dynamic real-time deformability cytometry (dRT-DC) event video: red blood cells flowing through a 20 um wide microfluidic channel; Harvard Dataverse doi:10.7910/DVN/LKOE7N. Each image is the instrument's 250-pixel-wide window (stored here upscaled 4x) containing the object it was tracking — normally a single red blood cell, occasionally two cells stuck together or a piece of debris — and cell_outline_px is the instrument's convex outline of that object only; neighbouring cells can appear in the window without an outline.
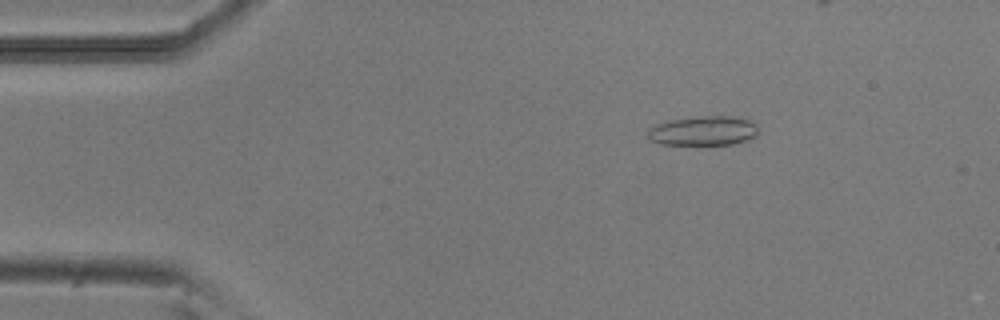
{"species": "common noctule bat (a hibernating species)", "species_latin": "Nyctalus noctula", "temperature_condition": "room temperature", "stored_images_in_passage": 39, "camera_frame_rate_fps": 3000, "um_per_image_px": 0.085, "animal": {"sex": "male", "body_mass_g": 20.5, "forearm_length_mm": 52.5}, "frame": {"image": 1, "passage_image": 2, "time_ms": 0.333, "image_size_px": [1000, 320], "cell_outline_px": [[760, 132], [756, 136], [748, 140], [732, 144], [660, 144], [648, 140], [648, 128], [656, 124], [668, 120], [704, 116], [732, 116], [748, 120], [756, 124]], "centroid_in_image_um": [59.79, 11.12], "position_along_channel_um": 25.2, "area_um2": 19.07}}
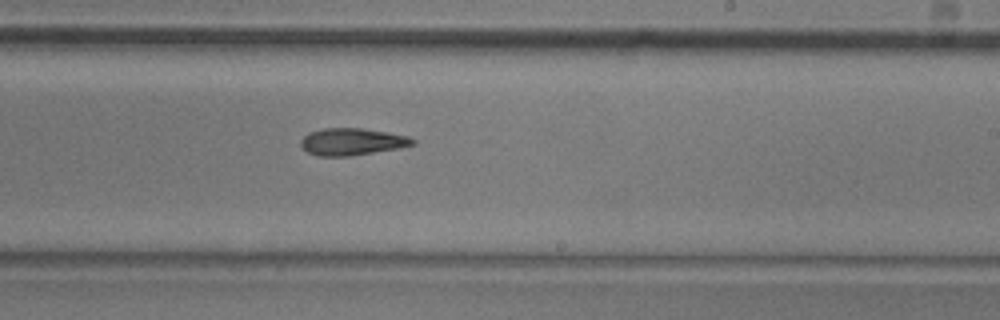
{"frame": {"image": 2, "passage_image": 25, "time_ms": 8.0, "image_size_px": [1000, 320], "cell_outline_px": [[416, 144], [400, 148], [348, 156], [320, 156], [308, 152], [300, 144], [300, 140], [308, 132], [324, 128], [360, 128], [388, 132], [408, 136], [416, 140]], "centroid_in_image_um": [29.94, 12.04], "position_along_channel_um": 259.1, "area_um2": 17.63}}
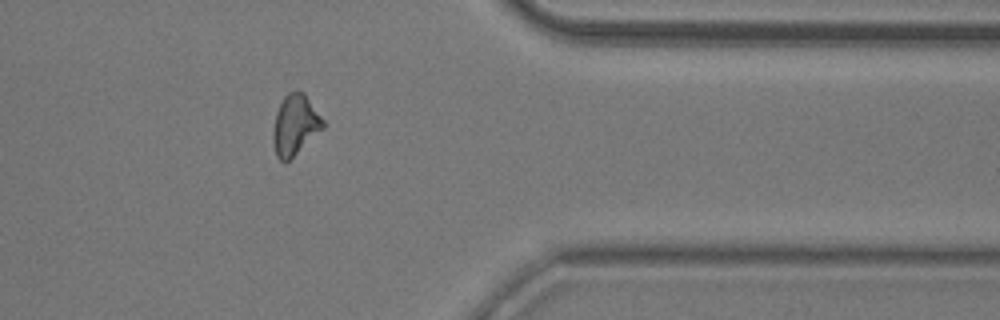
{"frame": {"image": 3, "passage_image": 36, "time_ms": 11.667, "image_size_px": [1000, 320], "cell_outline_px": [[324, 128], [284, 164], [276, 156], [272, 140], [272, 132], [276, 112], [284, 96], [288, 92], [304, 92], [324, 120]], "centroid_in_image_um": [25.07, 10.63], "position_along_channel_um": 386.3, "area_um2": 17.51}}